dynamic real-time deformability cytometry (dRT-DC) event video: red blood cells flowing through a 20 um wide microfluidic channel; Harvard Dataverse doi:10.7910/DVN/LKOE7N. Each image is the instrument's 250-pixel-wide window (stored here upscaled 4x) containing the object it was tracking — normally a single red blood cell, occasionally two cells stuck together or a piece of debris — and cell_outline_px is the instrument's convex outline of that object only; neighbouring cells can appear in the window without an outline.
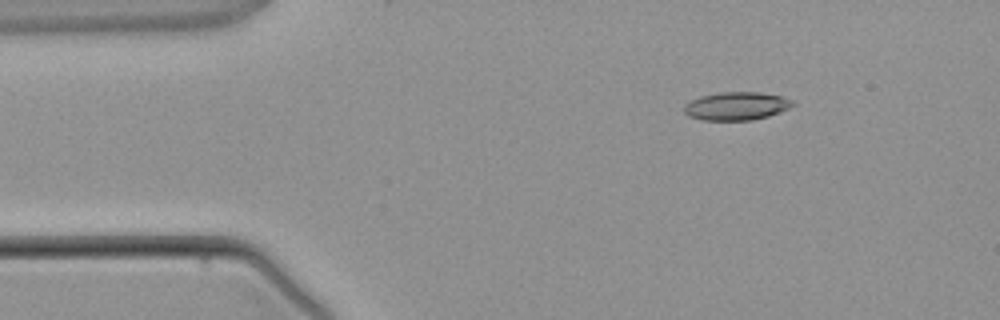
{"species": "common noctule bat (a hibernating species)", "species_latin": "Nyctalus noctula", "temperature_condition": "warm", "stored_images_in_passage": 4, "camera_frame_rate_fps": 3000, "um_per_image_px": 0.085, "animal": {"sex": "male", "body_mass_g": 21.5, "forearm_length_mm": 52.0}, "frame": {"image": 1, "passage_image": 2, "time_ms": 1.333, "image_size_px": [1000, 320], "cell_outline_px": [[796, 104], [780, 112], [768, 116], [752, 120], [700, 120], [688, 116], [684, 112], [684, 104], [700, 96], [720, 92], [756, 92], [780, 96], [792, 100]], "centroid_in_image_um": [62.57, 9.02], "position_along_channel_um": 22.4, "area_um2": 17.8}}
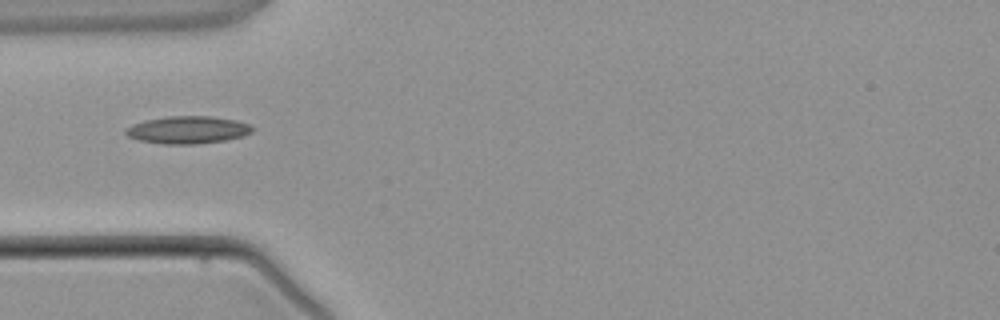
{"frame": {"image": 2, "passage_image": 4, "time_ms": 3.667, "image_size_px": [1000, 320], "cell_outline_px": [[256, 128], [252, 132], [244, 136], [224, 140], [196, 144], [164, 144], [140, 140], [128, 136], [124, 132], [124, 128], [132, 124], [144, 120], [168, 116], [212, 116], [236, 120], [248, 124]], "centroid_in_image_um": [15.96, 11.03], "position_along_channel_um": 69.0, "area_um2": 20.4}}